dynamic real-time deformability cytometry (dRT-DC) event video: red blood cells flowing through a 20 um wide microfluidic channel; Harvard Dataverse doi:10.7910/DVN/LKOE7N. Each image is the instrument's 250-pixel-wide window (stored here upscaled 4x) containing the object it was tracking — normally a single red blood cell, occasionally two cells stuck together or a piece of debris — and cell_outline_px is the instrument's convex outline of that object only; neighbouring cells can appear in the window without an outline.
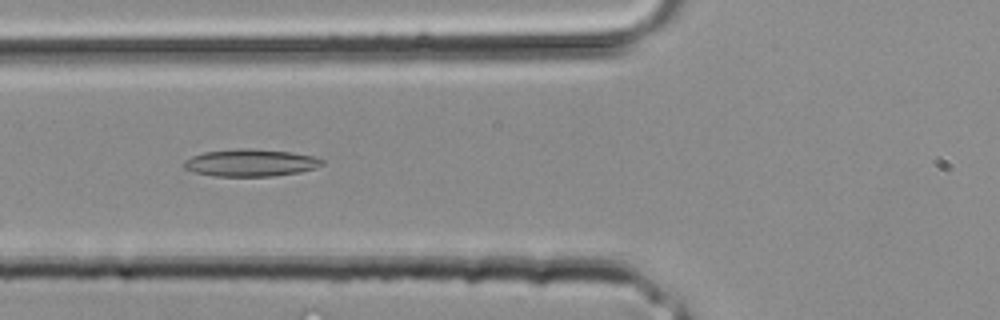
{"species": "common noctule bat (a hibernating species)", "species_latin": "Nyctalus noctula", "temperature_condition": "room temperature", "stored_images_in_passage": 26, "segment_of_instrument_passage": [1, 2], "camera_frame_rate_fps": 3000, "um_per_image_px": 0.085, "animal": {"sex": "male", "body_mass_g": 20.4}, "frame": {"image": 1, "passage_image": 5, "time_ms": 1.333, "image_size_px": [1000, 320], "cell_outline_px": [[324, 164], [316, 168], [300, 172], [272, 176], [212, 176], [196, 172], [184, 168], [184, 160], [192, 156], [204, 152], [240, 148], [252, 148], [292, 152], [316, 156], [324, 160]], "centroid_in_image_um": [21.34, 13.83], "position_along_channel_um": 104.5, "area_um2": 22.08}}
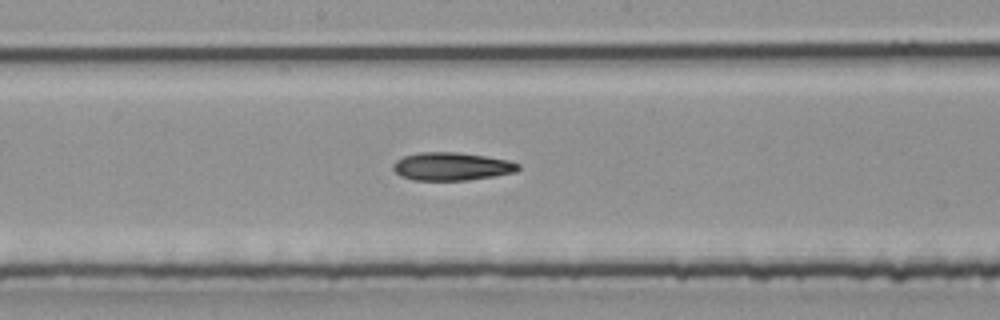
{"frame": {"image": 2, "passage_image": 10, "time_ms": 3.0, "image_size_px": [1000, 320], "cell_outline_px": [[520, 168], [516, 172], [492, 176], [464, 180], [412, 180], [400, 176], [392, 168], [392, 164], [396, 160], [404, 156], [420, 152], [456, 152], [484, 156], [508, 160], [520, 164]], "centroid_in_image_um": [38.36, 14.14], "position_along_channel_um": 209.8, "area_um2": 20.35}}
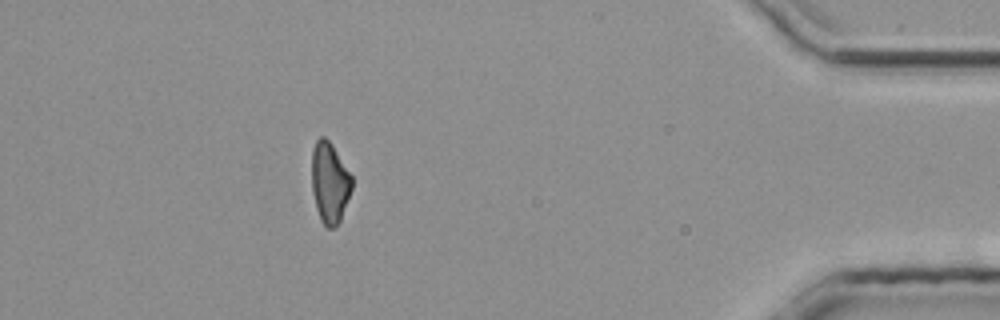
{"frame": {"image": 3, "passage_image": 22, "time_ms": 7.0, "image_size_px": [1000, 320], "cell_outline_px": [[352, 188], [340, 220], [332, 228], [328, 228], [324, 224], [316, 208], [312, 192], [312, 148], [316, 140], [320, 136], [324, 136], [332, 144], [352, 176]], "centroid_in_image_um": [28.01, 15.48], "position_along_channel_um": 407.2, "area_um2": 18.73}}